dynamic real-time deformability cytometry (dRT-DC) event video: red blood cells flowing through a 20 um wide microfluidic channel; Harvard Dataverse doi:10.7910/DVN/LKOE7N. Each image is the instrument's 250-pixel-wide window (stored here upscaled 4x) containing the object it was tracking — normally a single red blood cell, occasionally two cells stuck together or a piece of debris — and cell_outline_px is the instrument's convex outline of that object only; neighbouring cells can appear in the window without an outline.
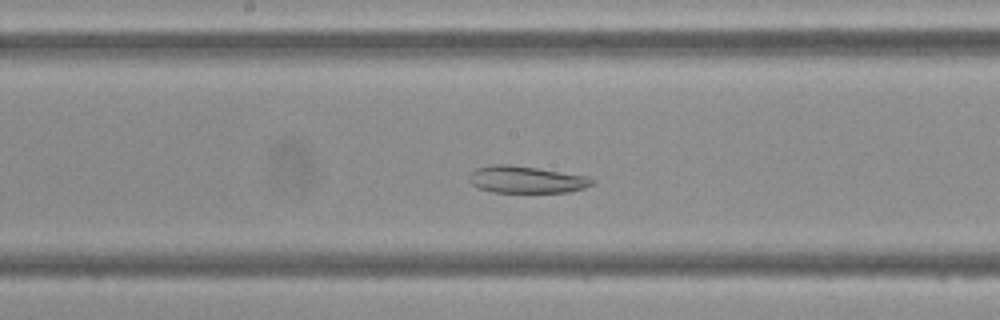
{"species": "Egyptian fruit bat (a non-hibernating species)", "species_latin": "Rousettus aegyptiacus", "temperature_condition": "cold", "stored_images_in_passage": 34, "camera_frame_rate_fps": 3000, "um_per_image_px": 0.085, "frame": {"image": 1, "passage_image": 11, "time_ms": 3.333, "image_size_px": [1000, 320], "cell_outline_px": [[596, 180], [592, 184], [584, 188], [568, 192], [492, 192], [476, 188], [468, 180], [472, 172], [476, 168], [492, 164], [508, 164], [536, 168], [588, 176]], "centroid_in_image_um": [44.72, 15.26], "position_along_channel_um": 203.5, "area_um2": 19.36}}
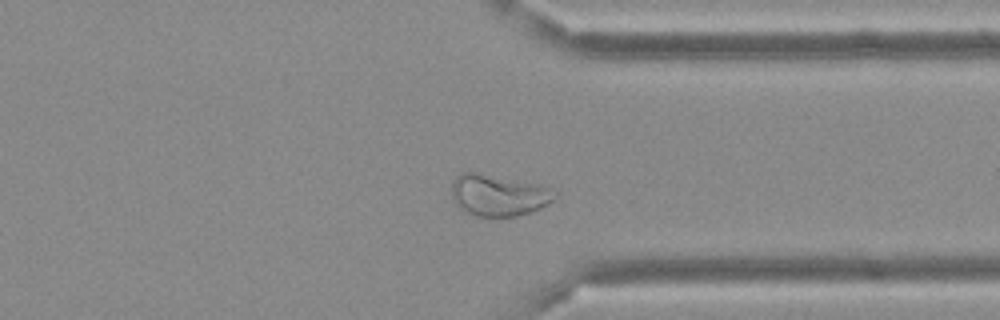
{"frame": {"image": 2, "passage_image": 23, "time_ms": 7.333, "image_size_px": [1000, 320], "cell_outline_px": [[560, 196], [556, 200], [532, 212], [516, 216], [476, 216], [460, 208], [456, 204], [452, 196], [452, 180], [460, 172], [476, 172], [540, 184], [552, 188]], "centroid_in_image_um": [42.42, 16.58], "position_along_channel_um": 369.0, "area_um2": 25.26}}
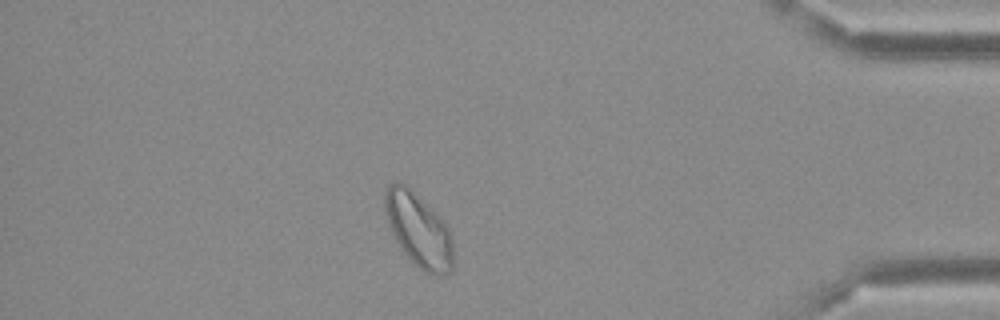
{"frame": {"image": 3, "passage_image": 28, "time_ms": 9.0, "image_size_px": [1000, 320], "cell_outline_px": [[452, 272], [444, 276], [432, 276], [424, 272], [412, 264], [396, 240], [388, 224], [384, 208], [384, 192], [388, 184], [396, 180], [400, 180], [436, 212], [440, 216], [448, 228], [452, 236]], "centroid_in_image_um": [35.57, 19.57], "position_along_channel_um": 399.6, "area_um2": 29.77}}